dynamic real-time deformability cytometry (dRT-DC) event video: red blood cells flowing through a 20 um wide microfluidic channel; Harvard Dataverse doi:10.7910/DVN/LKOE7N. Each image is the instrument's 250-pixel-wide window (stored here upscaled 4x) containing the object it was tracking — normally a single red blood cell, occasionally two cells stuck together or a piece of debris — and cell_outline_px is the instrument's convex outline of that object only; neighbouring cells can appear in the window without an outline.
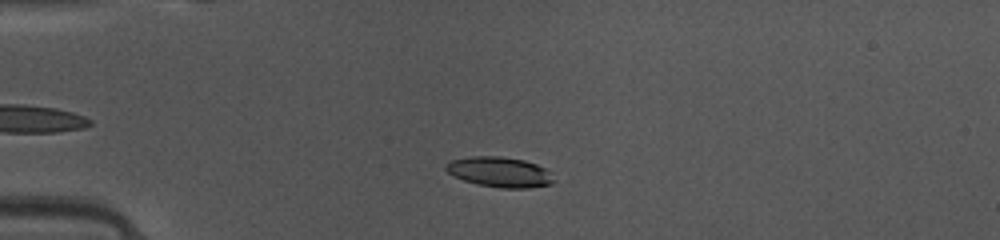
{"species": "common noctule bat (a hibernating species)", "species_latin": "Nyctalus noctula", "temperature_condition": "warm", "stored_images_in_passage": 34, "camera_frame_rate_fps": 3000, "um_per_image_px": 0.085, "animal": {"sex": "female", "body_mass_g": 10.0, "forearm_length_mm": 53.1}, "frame": {"image": 1, "passage_image": 2, "time_ms": 0.333, "image_size_px": [1000, 240], "cell_outline_px": [[556, 180], [552, 184], [528, 188], [500, 188], [476, 184], [464, 180], [448, 172], [444, 168], [444, 164], [452, 160], [472, 156], [500, 156], [524, 160], [536, 164], [544, 168]], "centroid_in_image_um": [42.47, 14.62], "position_along_channel_um": 42.5, "area_um2": 18.96}}
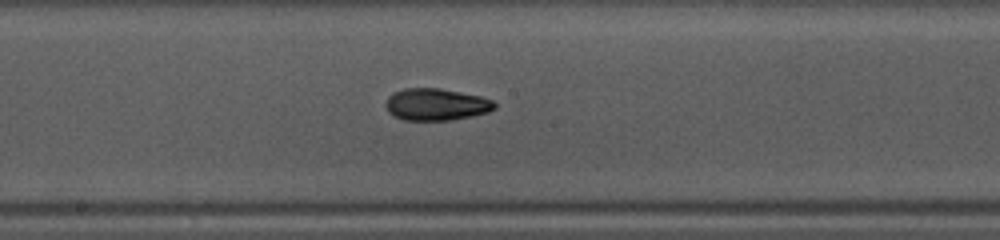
{"frame": {"image": 2, "passage_image": 16, "time_ms": 5.0, "image_size_px": [1000, 240], "cell_outline_px": [[496, 108], [488, 112], [472, 116], [452, 120], [404, 120], [392, 116], [388, 112], [384, 104], [388, 96], [392, 92], [404, 88], [440, 88], [480, 96], [492, 100], [496, 104]], "centroid_in_image_um": [37.03, 8.88], "position_along_channel_um": 211.2, "area_um2": 20.52}}
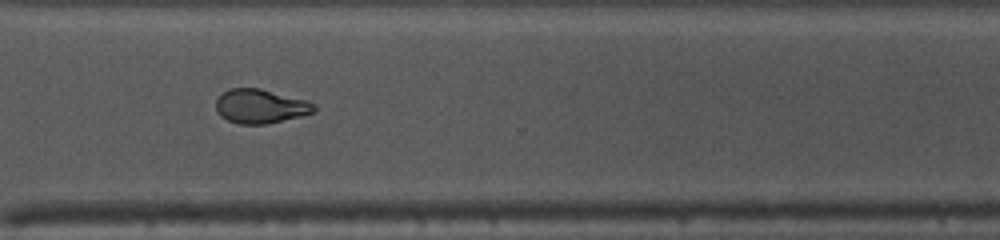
{"frame": {"image": 3, "passage_image": 26, "time_ms": 8.333, "image_size_px": [1000, 240], "cell_outline_px": [[316, 112], [268, 124], [240, 124], [228, 120], [220, 116], [216, 112], [216, 100], [228, 88], [260, 88], [308, 100], [316, 104]], "centroid_in_image_um": [22.16, 9.03], "position_along_channel_um": 348.4, "area_um2": 19.71}, "authors_computed_cell_mechanics": {"area_um2": 19.941, "velocity_mm_per_s": 4.1303, "shape_relaxation_time_tau1_ms": 4.716, "shape_relaxation_time_tau2_ms": 1.8437, "deformation_change_tau1": 0.1597, "deformation_change_tau2": 0.0757}}